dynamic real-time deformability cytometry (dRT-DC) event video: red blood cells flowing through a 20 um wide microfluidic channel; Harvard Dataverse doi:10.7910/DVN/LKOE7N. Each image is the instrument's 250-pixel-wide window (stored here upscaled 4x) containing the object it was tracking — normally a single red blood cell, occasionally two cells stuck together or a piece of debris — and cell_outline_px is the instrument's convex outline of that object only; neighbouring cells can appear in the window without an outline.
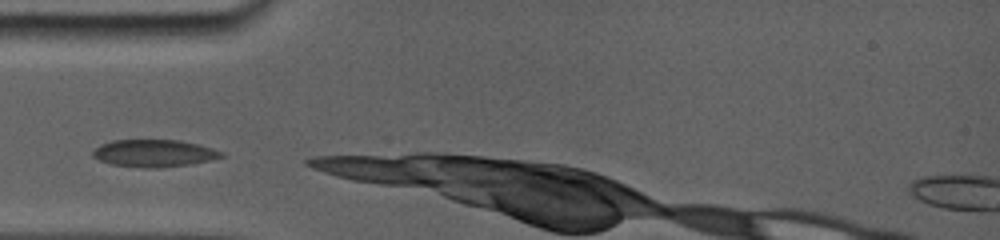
{"species": "common noctule bat (a hibernating species)", "species_latin": "Nyctalus noctula", "temperature_condition": "room temperature", "stored_images_in_passage": 25, "camera_frame_rate_fps": 5000, "um_per_image_px": 0.085, "animal": {"sex": "female", "body_mass_g": 19.0, "forearm_length_mm": 56.7}, "frame": {"image": 1, "passage_image": 1, "time_ms": 0.0, "image_size_px": [1000, 240], "cell_outline_px": [[224, 156], [208, 160], [188, 164], [160, 168], [144, 168], [112, 164], [100, 160], [92, 156], [92, 152], [96, 148], [112, 140], [176, 140], [196, 144], [224, 152]], "centroid_in_image_um": [13.07, 13.03], "position_along_channel_um": 71.9, "area_um2": 20.06}}